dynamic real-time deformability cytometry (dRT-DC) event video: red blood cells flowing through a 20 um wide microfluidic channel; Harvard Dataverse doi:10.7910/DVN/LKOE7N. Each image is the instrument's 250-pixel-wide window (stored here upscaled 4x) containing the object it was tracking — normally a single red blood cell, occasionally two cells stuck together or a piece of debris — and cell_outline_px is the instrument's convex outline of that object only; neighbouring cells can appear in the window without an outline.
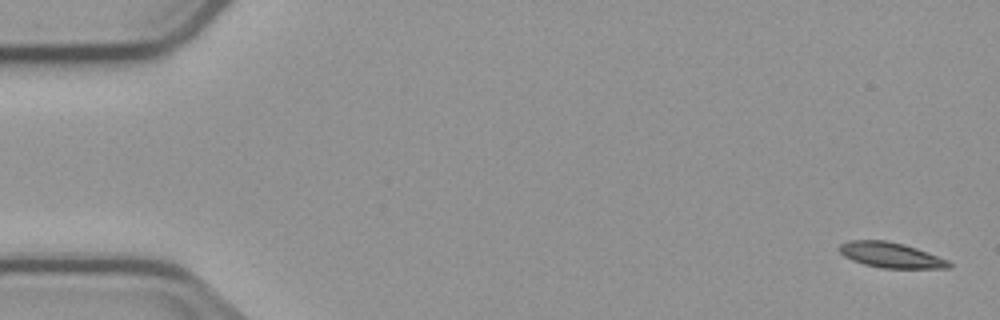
{"species": "common noctule bat (a hibernating species)", "species_latin": "Nyctalus noctula", "temperature_condition": "cold", "stored_images_in_passage": 5, "camera_frame_rate_fps": 3000, "um_per_image_px": 0.085, "animal": {"sex": "male", "body_mass_g": 23.1, "forearm_length_mm": 52.7}, "frame": {"image": 1, "passage_image": 1, "time_ms": 0.0, "image_size_px": [1000, 320], "cell_outline_px": [[952, 268], [884, 268], [864, 264], [852, 260], [844, 256], [840, 252], [840, 244], [848, 240], [884, 240], [904, 244], [916, 248], [948, 260], [952, 264]], "centroid_in_image_um": [75.72, 21.68], "position_along_channel_um": 9.3, "area_um2": 16.07}}
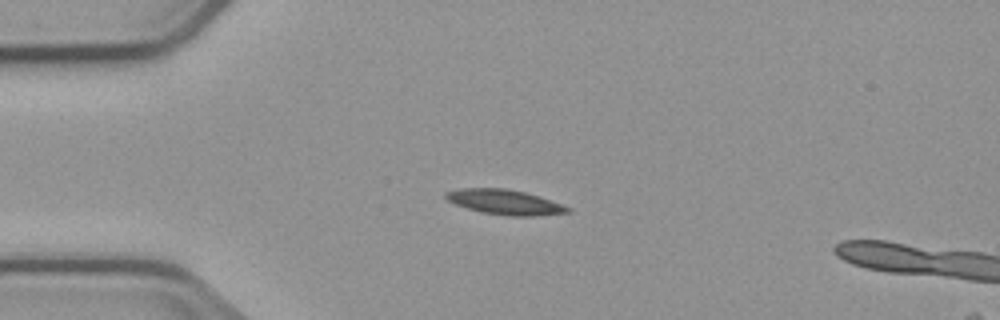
{"frame": {"image": 2, "passage_image": 4, "time_ms": 4.0, "image_size_px": [1000, 320], "cell_outline_px": [[572, 212], [536, 216], [508, 216], [484, 212], [468, 208], [456, 204], [448, 200], [444, 196], [444, 192], [460, 188], [504, 188], [524, 192], [540, 196], [572, 208]], "centroid_in_image_um": [42.94, 17.17], "position_along_channel_um": 42.1, "area_um2": 17.69}}